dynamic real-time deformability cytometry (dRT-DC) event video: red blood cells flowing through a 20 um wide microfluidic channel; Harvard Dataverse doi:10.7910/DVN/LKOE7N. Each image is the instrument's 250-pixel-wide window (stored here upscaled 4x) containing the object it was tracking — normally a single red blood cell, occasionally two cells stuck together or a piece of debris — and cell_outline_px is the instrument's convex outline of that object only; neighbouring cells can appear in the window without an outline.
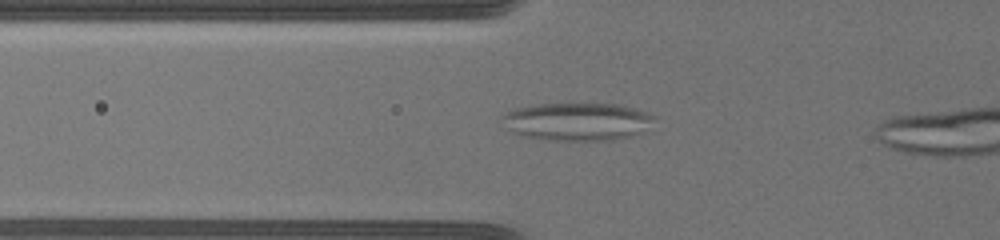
{"species": "common noctule bat (a hibernating species)", "species_latin": "Nyctalus noctula", "temperature_condition": "warm", "stored_images_in_passage": 38, "camera_frame_rate_fps": 3000, "um_per_image_px": 0.085, "animal": {"sex": "female", "body_mass_g": 19.5, "forearm_length_mm": 54.1}, "frame": {"image": 1, "passage_image": 6, "time_ms": 1.667, "image_size_px": [1000, 240], "cell_outline_px": [[656, 116], [640, 132], [632, 136], [612, 140], [548, 140], [520, 136], [504, 128], [500, 116], [516, 108], [540, 104], [620, 104], [648, 112]], "centroid_in_image_um": [49.0, 10.34], "position_along_channel_um": 76.8, "area_um2": 33.58}}
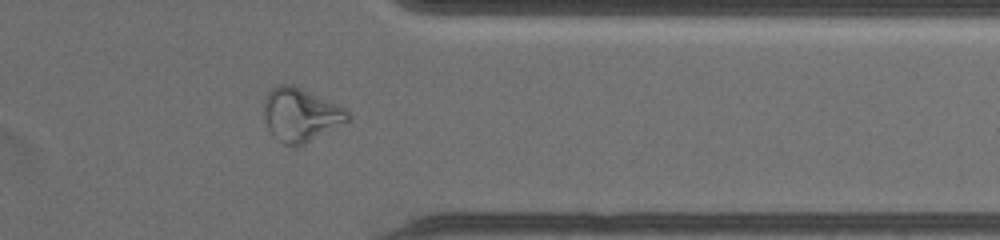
{"frame": {"image": 2, "passage_image": 33, "time_ms": 10.667, "image_size_px": [1000, 240], "cell_outline_px": [[352, 120], [296, 148], [284, 144], [272, 136], [268, 128], [264, 116], [264, 100], [268, 92], [272, 88], [280, 84], [292, 84], [344, 108], [352, 116]], "centroid_in_image_um": [25.55, 9.78], "position_along_channel_um": 385.8, "area_um2": 26.18}}